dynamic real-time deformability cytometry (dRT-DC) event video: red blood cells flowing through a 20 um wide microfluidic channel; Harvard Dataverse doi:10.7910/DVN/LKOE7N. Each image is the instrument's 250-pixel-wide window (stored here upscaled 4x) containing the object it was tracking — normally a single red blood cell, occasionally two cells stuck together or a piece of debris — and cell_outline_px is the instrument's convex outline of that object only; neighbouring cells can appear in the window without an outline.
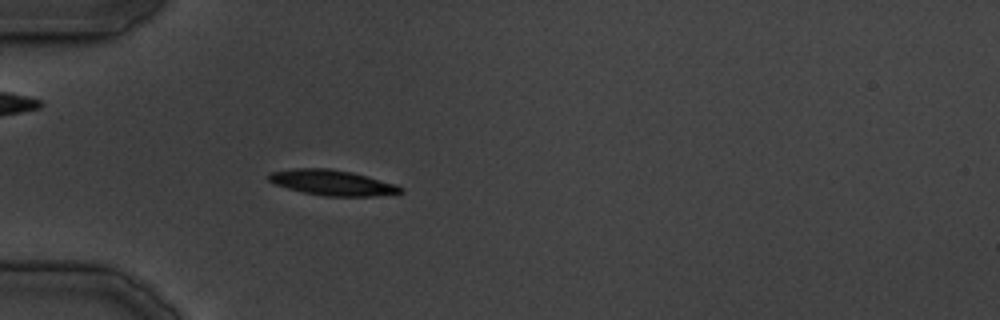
{"species": "common noctule bat (a hibernating species)", "species_latin": "Nyctalus noctula", "temperature_condition": "cold", "stored_images_in_passage": 22, "camera_frame_rate_fps": 3000, "um_per_image_px": 0.085, "animal": {"sex": "male", "body_mass_g": 19.5, "forearm_length_mm": 54.6}, "frame": {"image": 1, "passage_image": 10, "time_ms": 10.333, "image_size_px": [1000, 320], "cell_outline_px": [[404, 192], [400, 196], [324, 196], [304, 192], [288, 188], [276, 184], [268, 180], [264, 176], [268, 172], [296, 168], [328, 168], [352, 172], [368, 176], [396, 184], [404, 188]], "centroid_in_image_um": [28.32, 15.53], "position_along_channel_um": 56.7, "area_um2": 20.0}}
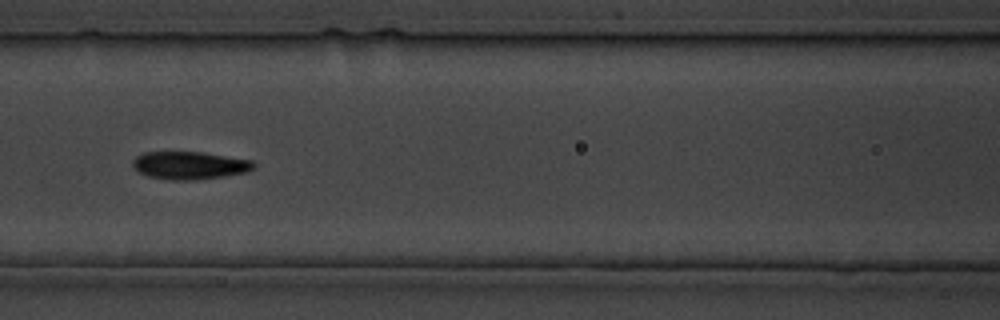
{"frame": {"image": 2, "passage_image": 16, "time_ms": 17.333, "image_size_px": [1000, 320], "cell_outline_px": [[256, 168], [248, 172], [224, 176], [196, 180], [168, 180], [148, 176], [140, 172], [132, 164], [132, 160], [136, 156], [144, 152], [200, 152], [252, 160], [256, 164]], "centroid_in_image_um": [16.15, 14.06], "position_along_channel_um": 150.5, "area_um2": 19.65}}